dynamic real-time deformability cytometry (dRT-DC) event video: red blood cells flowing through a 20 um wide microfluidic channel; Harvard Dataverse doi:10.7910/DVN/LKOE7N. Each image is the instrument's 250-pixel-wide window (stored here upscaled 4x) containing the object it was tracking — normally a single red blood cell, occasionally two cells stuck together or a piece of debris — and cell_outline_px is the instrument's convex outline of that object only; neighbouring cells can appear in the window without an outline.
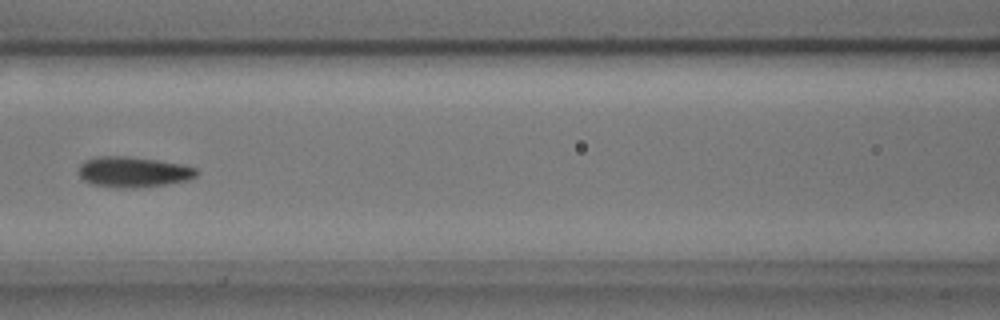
{"species": "common noctule bat (a hibernating species)", "species_latin": "Nyctalus noctula", "temperature_condition": "cold", "stored_images_in_passage": 9, "camera_frame_rate_fps": 3000, "um_per_image_px": 0.085, "animal": {"sex": "male", "body_mass_g": 17.9, "forearm_length_mm": 54.2}, "frame": {"image": 1, "passage_image": 7, "time_ms": 2.0, "image_size_px": [1000, 320], "cell_outline_px": [[200, 172], [196, 176], [188, 180], [164, 184], [132, 188], [116, 188], [88, 184], [76, 172], [80, 164], [84, 160], [96, 156], [128, 156], [184, 164], [196, 168]], "centroid_in_image_um": [11.28, 14.61], "position_along_channel_um": 155.3, "area_um2": 21.33}}
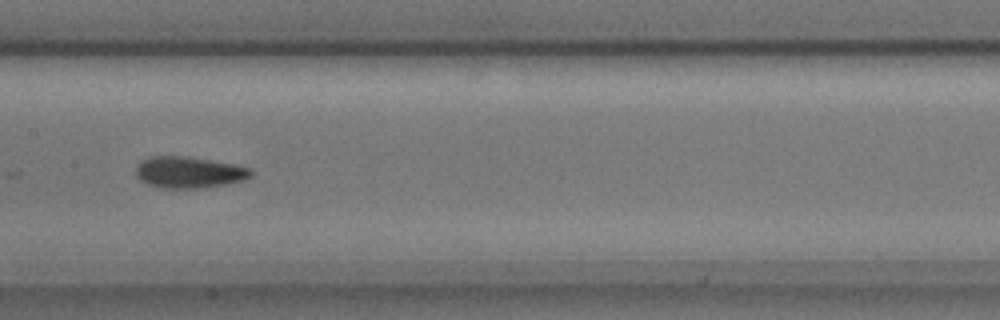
{"frame": {"image": 2, "passage_image": 8, "time_ms": 2.333, "image_size_px": [1000, 320], "cell_outline_px": [[252, 176], [244, 180], [204, 188], [160, 188], [148, 184], [140, 180], [136, 176], [136, 168], [140, 160], [148, 156], [188, 156], [232, 164], [248, 168], [252, 172]], "centroid_in_image_um": [16.01, 14.64], "position_along_channel_um": 191.4, "area_um2": 21.1}}
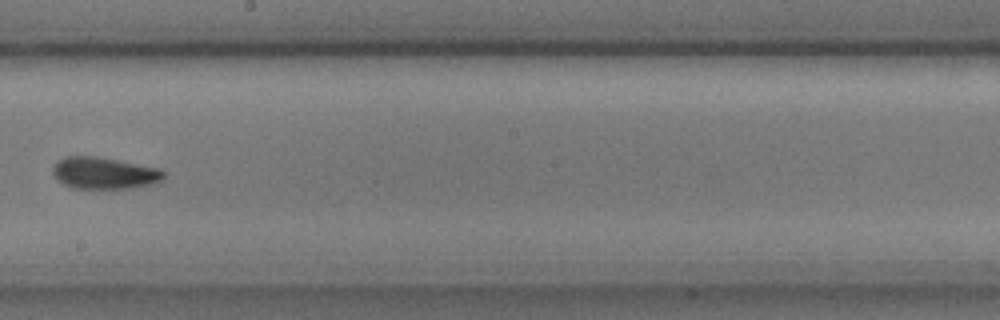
{"frame": {"image": 3, "passage_image": 9, "time_ms": 2.667, "image_size_px": [1000, 320], "cell_outline_px": [[168, 172], [160, 180], [152, 184], [132, 188], [72, 188], [56, 180], [52, 172], [52, 168], [56, 160], [64, 156], [96, 156], [160, 168]], "centroid_in_image_um": [8.83, 14.7], "position_along_channel_um": 239.4, "area_um2": 20.75}}